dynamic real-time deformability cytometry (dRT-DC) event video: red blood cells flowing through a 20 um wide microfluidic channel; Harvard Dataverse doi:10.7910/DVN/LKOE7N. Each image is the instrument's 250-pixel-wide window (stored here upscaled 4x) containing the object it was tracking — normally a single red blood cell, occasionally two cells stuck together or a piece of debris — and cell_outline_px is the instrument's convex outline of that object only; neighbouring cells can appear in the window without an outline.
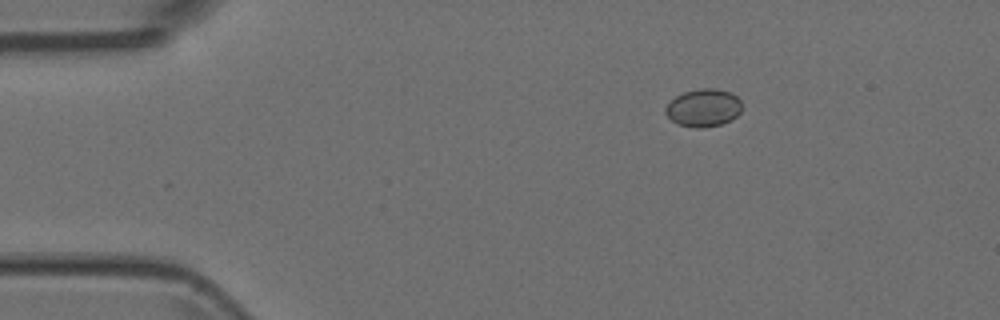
{"species": "Egyptian fruit bat (a non-hibernating species)", "species_latin": "Rousettus aegyptiacus", "temperature_condition": "room temperature", "stored_images_in_passage": 2, "camera_frame_rate_fps": 3000, "um_per_image_px": 0.085, "animal": {"sex": "female"}, "frame": {"image": 1, "passage_image": 1, "time_ms": 0.0, "image_size_px": [1000, 320], "cell_outline_px": [[740, 112], [736, 116], [720, 124], [704, 128], [696, 128], [676, 124], [664, 112], [664, 108], [676, 96], [684, 92], [700, 88], [716, 88], [728, 92], [736, 96], [740, 100]], "centroid_in_image_um": [59.76, 9.16], "position_along_channel_um": 25.2, "area_um2": 16.65}}